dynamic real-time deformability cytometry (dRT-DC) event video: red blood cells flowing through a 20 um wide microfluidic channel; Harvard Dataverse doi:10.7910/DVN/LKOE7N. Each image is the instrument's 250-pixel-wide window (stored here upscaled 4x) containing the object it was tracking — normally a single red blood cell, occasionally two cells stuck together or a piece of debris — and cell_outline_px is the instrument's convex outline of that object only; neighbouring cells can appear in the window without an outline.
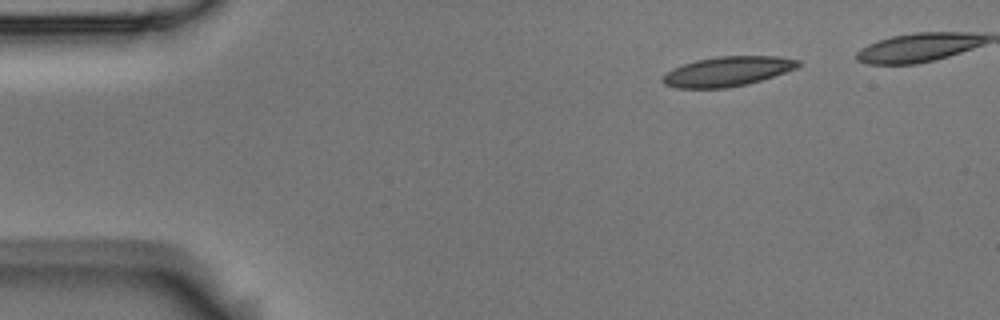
{"species": "Egyptian fruit bat (a non-hibernating species)", "species_latin": "Rousettus aegyptiacus", "temperature_condition": "room temperature", "stored_images_in_passage": 4, "camera_frame_rate_fps": 3000, "um_per_image_px": 0.085, "animal": {"sex": "male"}, "frame": {"image": 1, "passage_image": 1, "time_ms": 0.0, "image_size_px": [1000, 320], "cell_outline_px": [[800, 64], [796, 68], [748, 84], [728, 88], [676, 88], [664, 84], [660, 80], [672, 68], [696, 60], [716, 56], [780, 56], [800, 60]], "centroid_in_image_um": [61.82, 6.07], "position_along_channel_um": 23.2, "area_um2": 23.41}}